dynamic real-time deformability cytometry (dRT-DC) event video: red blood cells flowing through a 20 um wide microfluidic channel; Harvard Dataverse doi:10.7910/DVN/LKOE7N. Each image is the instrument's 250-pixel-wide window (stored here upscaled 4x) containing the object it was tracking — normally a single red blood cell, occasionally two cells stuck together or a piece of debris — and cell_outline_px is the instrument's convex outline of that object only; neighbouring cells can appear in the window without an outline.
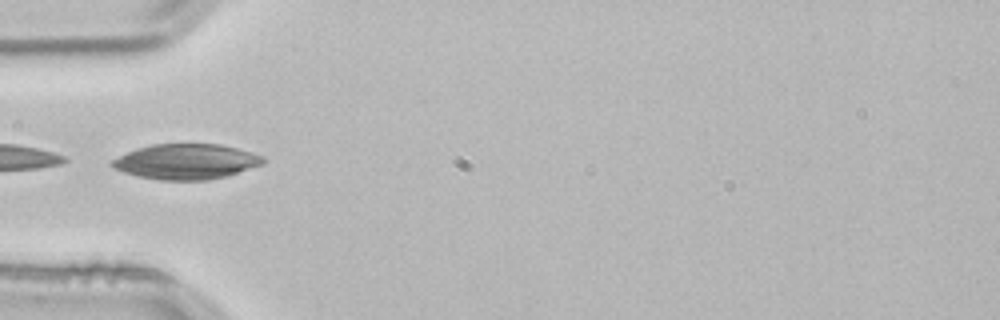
{"species": "common noctule bat (a hibernating species)", "species_latin": "Nyctalus noctula", "temperature_condition": "room temperature", "stored_images_in_passage": 4, "camera_frame_rate_fps": 3000, "um_per_image_px": 0.085, "animal": {"sex": "male", "body_mass_g": 21.5, "forearm_length_mm": 52.0}, "frame": {"image": 1, "passage_image": 4, "time_ms": 1.0, "image_size_px": [1000, 320], "cell_outline_px": [[268, 160], [264, 164], [228, 176], [208, 180], [160, 180], [136, 176], [124, 172], [108, 164], [112, 160], [136, 148], [152, 144], [220, 144], [236, 148], [264, 156]], "centroid_in_image_um": [15.86, 13.74], "position_along_channel_um": 69.1, "area_um2": 31.21}}